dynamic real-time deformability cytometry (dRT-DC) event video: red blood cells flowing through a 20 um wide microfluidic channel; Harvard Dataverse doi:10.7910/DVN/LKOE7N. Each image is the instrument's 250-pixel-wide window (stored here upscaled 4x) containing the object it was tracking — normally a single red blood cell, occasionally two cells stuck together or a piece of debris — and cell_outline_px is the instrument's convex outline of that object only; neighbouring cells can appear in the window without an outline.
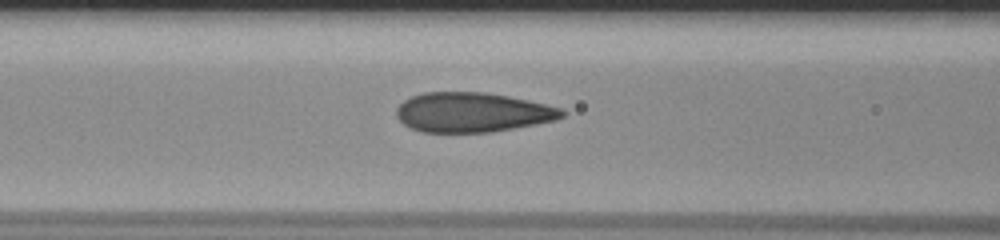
{"species": "human", "species_latin": "Homo sapiens", "temperature_condition": "room temperature", "stored_images_in_passage": 36, "camera_frame_rate_fps": 3000, "um_per_image_px": 0.085, "donor": {"sex": "male"}, "frame": {"image": 1, "passage_image": 15, "time_ms": 4.667, "image_size_px": [1000, 240], "cell_outline_px": [[564, 116], [556, 120], [536, 124], [492, 132], [420, 132], [404, 124], [396, 116], [396, 108], [404, 100], [412, 96], [424, 92], [484, 92], [508, 96], [528, 100], [564, 108]], "centroid_in_image_um": [40.16, 9.54], "position_along_channel_um": 126.4, "area_um2": 38.32}}
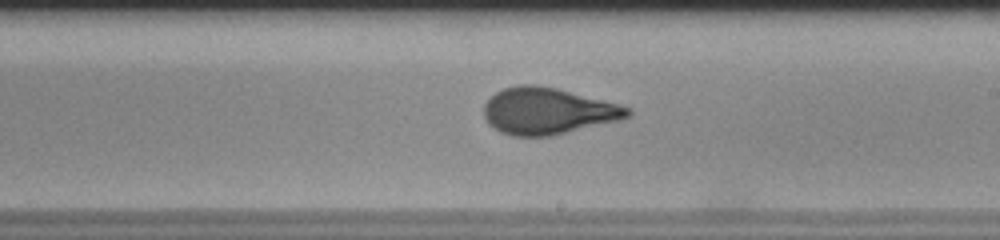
{"frame": {"image": 2, "passage_image": 24, "time_ms": 7.667, "image_size_px": [1000, 240], "cell_outline_px": [[632, 112], [628, 116], [620, 120], [552, 136], [512, 136], [500, 132], [488, 124], [484, 116], [484, 104], [496, 92], [504, 88], [516, 84], [536, 84], [556, 88], [620, 104], [632, 108]], "centroid_in_image_um": [46.56, 9.44], "position_along_channel_um": 242.4, "area_um2": 39.19}}
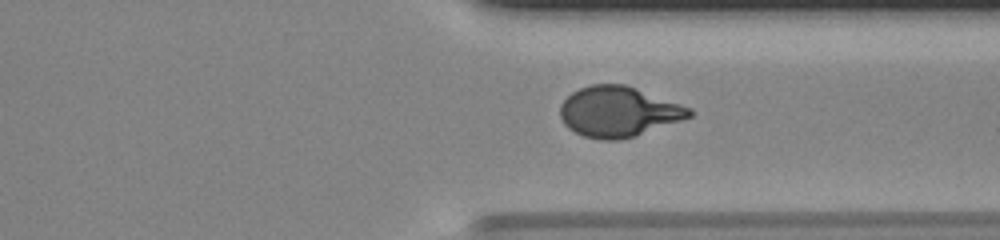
{"frame": {"image": 3, "passage_image": 33, "time_ms": 10.667, "image_size_px": [1000, 240], "cell_outline_px": [[692, 116], [636, 136], [616, 140], [600, 140], [584, 136], [568, 128], [564, 124], [560, 116], [560, 104], [572, 92], [580, 88], [592, 84], [624, 84], [636, 88], [692, 108]], "centroid_in_image_um": [52.55, 9.49], "position_along_channel_um": 358.8, "area_um2": 37.74}}